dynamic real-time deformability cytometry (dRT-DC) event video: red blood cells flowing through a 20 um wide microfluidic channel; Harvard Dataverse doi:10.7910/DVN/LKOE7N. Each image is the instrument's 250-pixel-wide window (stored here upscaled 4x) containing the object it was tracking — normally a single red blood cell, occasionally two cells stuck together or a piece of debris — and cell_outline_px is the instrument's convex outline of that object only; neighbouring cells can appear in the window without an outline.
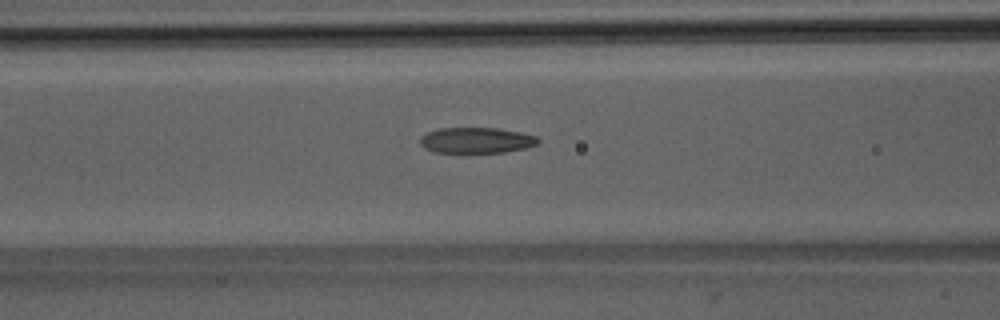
{"species": "Egyptian fruit bat (a non-hibernating species)", "species_latin": "Rousettus aegyptiacus", "temperature_condition": "room temperature", "stored_images_in_passage": 44, "camera_frame_rate_fps": 3000, "um_per_image_px": 0.085, "animal": {"sex": "male"}, "frame": {"image": 1, "passage_image": 14, "time_ms": 4.333, "image_size_px": [1000, 320], "cell_outline_px": [[540, 140], [536, 144], [524, 148], [504, 152], [436, 152], [424, 148], [420, 144], [420, 136], [428, 132], [440, 128], [500, 128], [520, 132], [536, 136]], "centroid_in_image_um": [40.47, 11.91], "position_along_channel_um": 126.1, "area_um2": 17.57}}
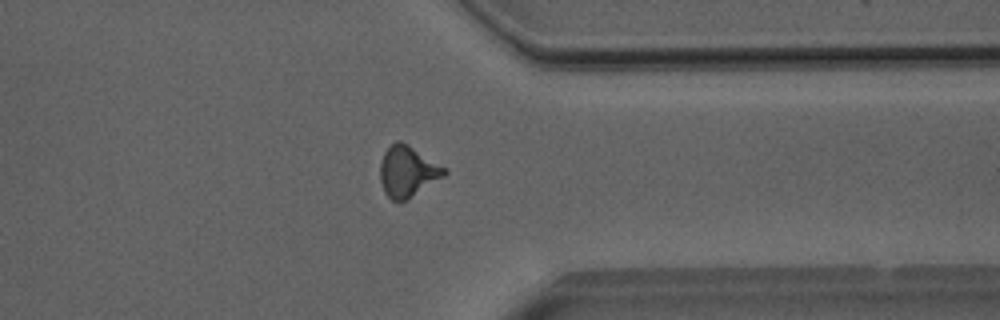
{"frame": {"image": 2, "passage_image": 33, "time_ms": 10.667, "image_size_px": [1000, 320], "cell_outline_px": [[448, 172], [444, 176], [408, 200], [392, 200], [384, 192], [380, 180], [380, 164], [384, 152], [396, 140], [400, 140], [408, 144], [448, 168]], "centroid_in_image_um": [34.67, 14.56], "position_along_channel_um": 376.7, "area_um2": 19.19}}
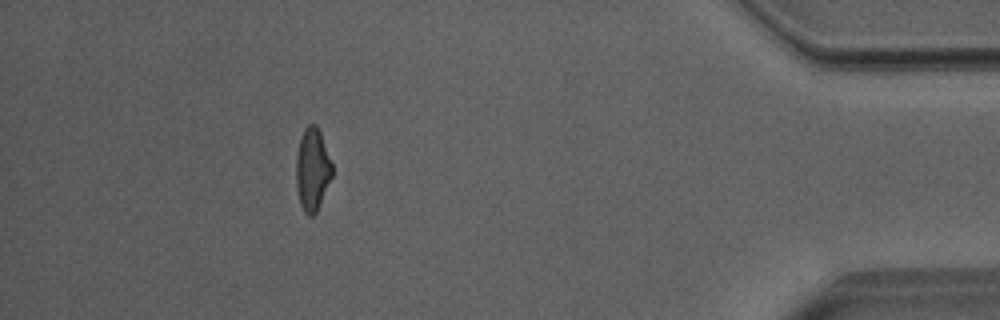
{"frame": {"image": 3, "passage_image": 39, "time_ms": 12.667, "image_size_px": [1000, 320], "cell_outline_px": [[332, 176], [320, 204], [316, 212], [312, 216], [308, 216], [304, 212], [300, 204], [296, 188], [296, 156], [300, 136], [304, 128], [308, 124], [316, 124], [320, 132], [332, 164]], "centroid_in_image_um": [26.53, 14.4], "position_along_channel_um": 408.7, "area_um2": 17.4}, "authors_computed_cell_mechanics": {"area_um2": 17.9758, "velocity_mm_per_s": 4.0308, "shape_relaxation_time_tau1_ms": 7.5852, "shape_relaxation_time_tau2_ms": 2.2356, "deformation_change_tau1": 0.1839, "deformation_change_tau2": 0.1103}}